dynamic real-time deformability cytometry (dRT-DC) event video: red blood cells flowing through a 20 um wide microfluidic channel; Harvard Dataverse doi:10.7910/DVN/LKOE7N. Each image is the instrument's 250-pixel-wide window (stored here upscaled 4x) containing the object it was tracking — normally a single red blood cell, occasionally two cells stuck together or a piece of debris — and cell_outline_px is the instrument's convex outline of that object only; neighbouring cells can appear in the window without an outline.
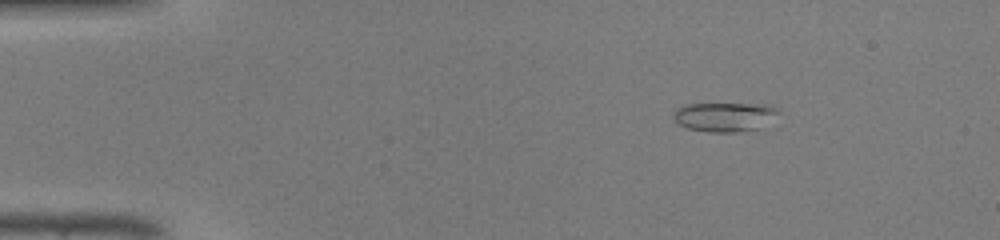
{"species": "common noctule bat (a hibernating species)", "species_latin": "Nyctalus noctula", "temperature_condition": "warm", "stored_images_in_passage": 41, "camera_frame_rate_fps": 3000, "um_per_image_px": 0.085, "animal": {"sex": "male", "body_mass_g": 19.0, "forearm_length_mm": 50.8}, "frame": {"image": 1, "passage_image": 1, "time_ms": 0.0, "image_size_px": [1000, 240], "cell_outline_px": [[780, 112], [756, 128], [736, 132], [708, 132], [688, 128], [676, 124], [672, 116], [676, 108], [684, 104], [772, 104]], "centroid_in_image_um": [61.5, 9.91], "position_along_channel_um": 23.5, "area_um2": 17.74}}
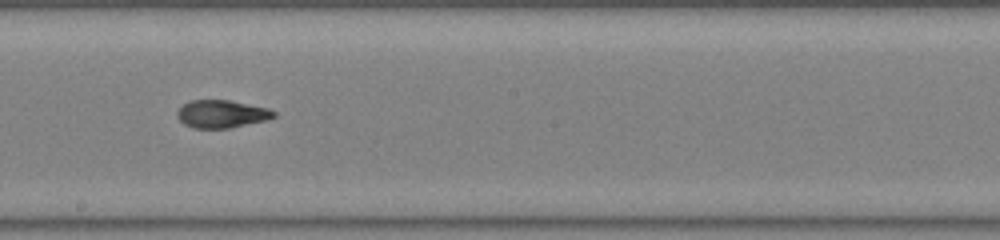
{"frame": {"image": 2, "passage_image": 21, "time_ms": 6.667, "image_size_px": [1000, 240], "cell_outline_px": [[276, 116], [264, 120], [228, 128], [192, 128], [184, 124], [176, 116], [176, 112], [188, 100], [228, 100], [268, 108], [276, 112]], "centroid_in_image_um": [18.8, 9.68], "position_along_channel_um": 229.4, "area_um2": 15.49}}
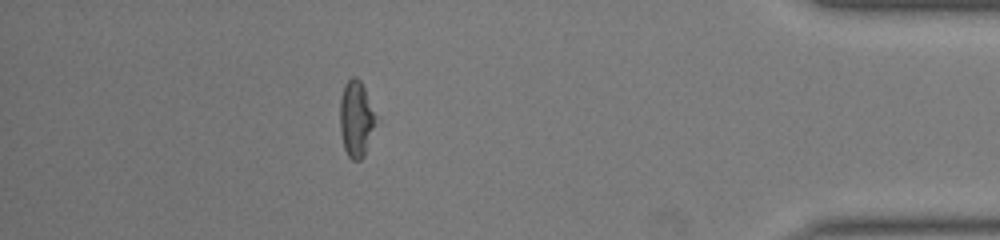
{"frame": {"image": 3, "passage_image": 36, "time_ms": 11.667, "image_size_px": [1000, 240], "cell_outline_px": [[376, 116], [364, 156], [360, 160], [352, 160], [348, 156], [344, 148], [340, 132], [340, 100], [344, 84], [352, 76], [356, 76], [360, 80], [364, 88]], "centroid_in_image_um": [30.23, 10.08], "position_along_channel_um": 405.0, "area_um2": 15.61}, "authors_computed_cell_mechanics": {"area_um2": 15.8372, "velocity_mm_per_s": 4.3428, "shape_relaxation_time_tau1_ms": 5.8712, "shape_relaxation_time_tau2_ms": 1.5891, "deformation_change_tau1": 0.2045, "deformation_change_tau2": 0.0788}}